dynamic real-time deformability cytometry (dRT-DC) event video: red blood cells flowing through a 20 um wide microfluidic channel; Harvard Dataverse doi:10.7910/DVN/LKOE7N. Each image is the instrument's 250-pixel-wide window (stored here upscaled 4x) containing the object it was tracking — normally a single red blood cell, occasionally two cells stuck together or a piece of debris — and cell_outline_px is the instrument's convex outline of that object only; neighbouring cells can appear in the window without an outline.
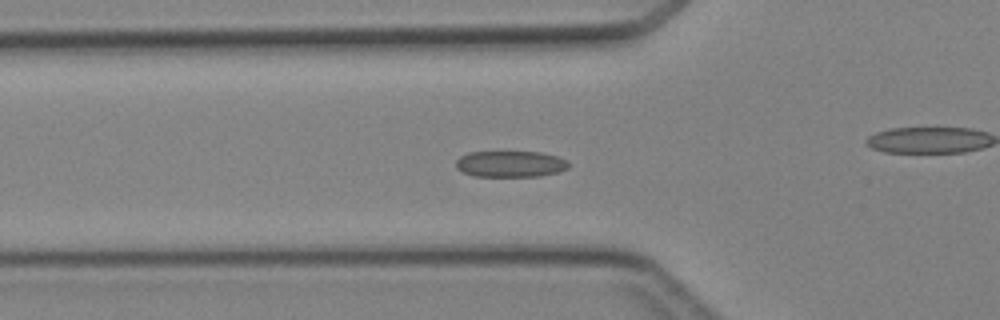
{"species": "Egyptian fruit bat (a non-hibernating species)", "species_latin": "Rousettus aegyptiacus", "temperature_condition": "cold", "stored_images_in_passage": 36, "camera_frame_rate_fps": 3000, "um_per_image_px": 0.085, "animal": {"sex": "female"}, "frame": {"image": 1, "passage_image": 16, "time_ms": 5.0, "image_size_px": [1000, 320], "cell_outline_px": [[568, 168], [560, 172], [540, 176], [472, 176], [456, 168], [456, 160], [460, 156], [468, 152], [540, 152], [556, 156], [568, 160]], "centroid_in_image_um": [43.39, 13.94], "position_along_channel_um": 82.4, "area_um2": 17.28}}
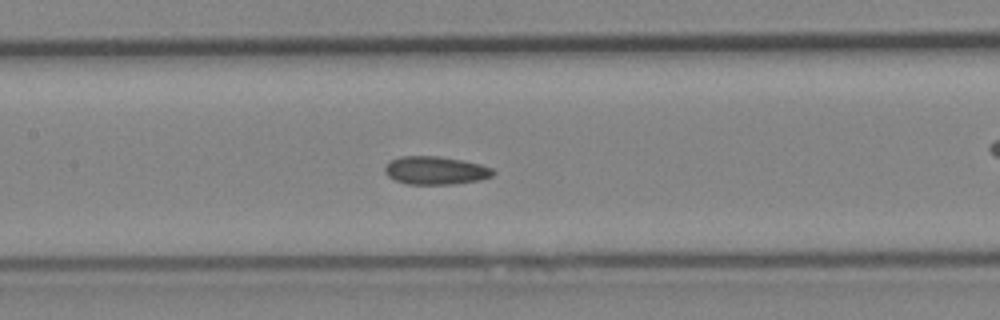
{"frame": {"image": 2, "passage_image": 22, "time_ms": 7.0, "image_size_px": [1000, 320], "cell_outline_px": [[496, 172], [492, 176], [480, 180], [452, 184], [408, 184], [396, 180], [388, 176], [384, 172], [384, 168], [392, 160], [400, 156], [436, 156], [464, 160], [480, 164], [492, 168]], "centroid_in_image_um": [37.04, 14.48], "position_along_channel_um": 170.4, "area_um2": 17.69}}
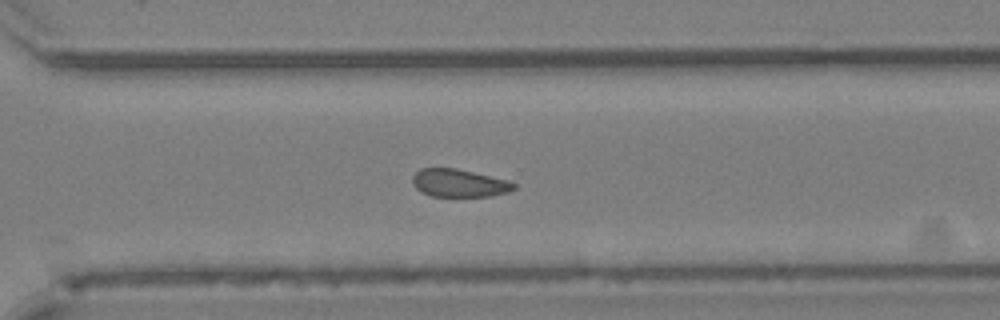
{"frame": {"image": 3, "passage_image": 33, "time_ms": 10.667, "image_size_px": [1000, 320], "cell_outline_px": [[516, 188], [508, 192], [488, 196], [432, 196], [416, 188], [412, 184], [412, 176], [420, 168], [456, 168], [508, 180], [516, 184]], "centroid_in_image_um": [39.02, 15.55], "position_along_channel_um": 331.6, "area_um2": 16.36}}